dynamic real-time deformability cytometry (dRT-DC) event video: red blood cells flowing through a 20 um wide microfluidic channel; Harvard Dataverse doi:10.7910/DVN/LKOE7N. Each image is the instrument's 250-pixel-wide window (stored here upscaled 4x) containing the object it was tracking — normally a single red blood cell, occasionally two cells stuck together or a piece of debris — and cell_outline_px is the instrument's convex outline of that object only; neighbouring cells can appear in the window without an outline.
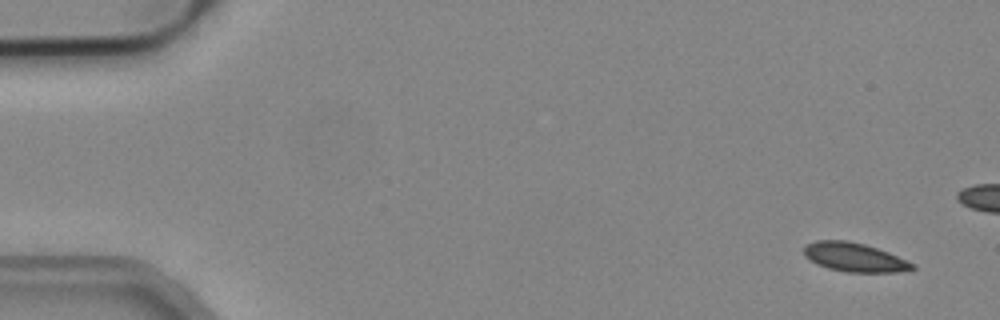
{"species": "common noctule bat (a hibernating species)", "species_latin": "Nyctalus noctula", "temperature_condition": "cold", "stored_images_in_passage": 6, "camera_frame_rate_fps": 3000, "um_per_image_px": 0.085, "animal": {"sex": "male", "body_mass_g": 19.2, "forearm_length_mm": 51.8}, "frame": {"image": 1, "passage_image": 1, "time_ms": 0.0, "image_size_px": [1000, 320], "cell_outline_px": [[916, 268], [900, 272], [848, 272], [828, 268], [816, 264], [804, 256], [804, 244], [816, 240], [848, 240], [864, 244], [888, 252], [916, 264]], "centroid_in_image_um": [72.61, 21.86], "position_along_channel_um": 12.4, "area_um2": 18.38}}
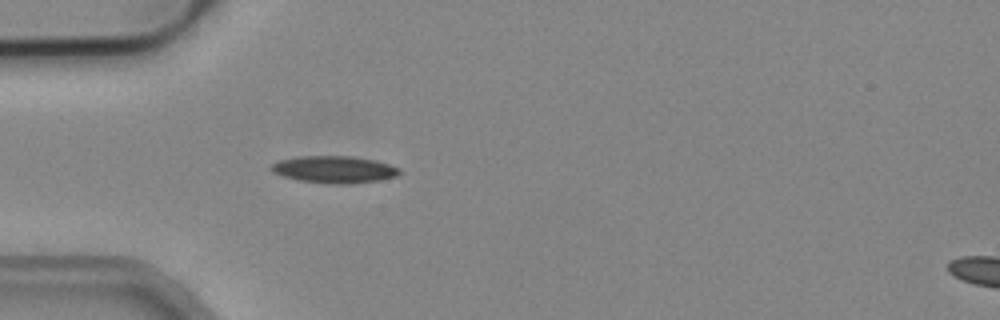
{"frame": {"image": 2, "passage_image": 6, "time_ms": 1.667, "image_size_px": [1000, 320], "cell_outline_px": [[400, 172], [396, 176], [380, 180], [352, 184], [332, 184], [300, 180], [284, 176], [272, 172], [268, 168], [272, 164], [280, 160], [300, 156], [352, 156], [376, 160], [400, 168]], "centroid_in_image_um": [28.42, 14.4], "position_along_channel_um": 56.6, "area_um2": 20.23}}